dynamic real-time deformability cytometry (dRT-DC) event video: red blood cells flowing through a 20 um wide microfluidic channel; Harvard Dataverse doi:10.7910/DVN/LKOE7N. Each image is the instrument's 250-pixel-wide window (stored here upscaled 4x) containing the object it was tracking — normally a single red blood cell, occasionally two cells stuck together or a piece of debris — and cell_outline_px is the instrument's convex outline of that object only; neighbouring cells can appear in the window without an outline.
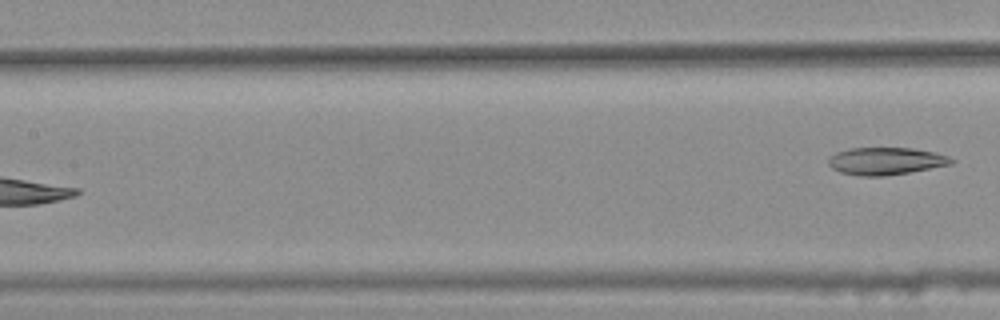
{"species": "common noctule bat (a hibernating species)", "species_latin": "Nyctalus noctula", "temperature_condition": "warm", "stored_images_in_passage": 8, "segment_of_instrument_passage": [2, 2], "camera_frame_rate_fps": 3000, "um_per_image_px": 0.085, "animal": {"sex": "female", "body_mass_g": 25.1}, "frame": {"image": 1, "passage_image": 8, "time_ms": 2.333, "image_size_px": [1000, 320], "cell_outline_px": [[956, 160], [952, 164], [908, 172], [884, 176], [860, 176], [840, 172], [832, 168], [828, 164], [828, 160], [836, 152], [848, 148], [912, 148], [936, 152], [948, 156]], "centroid_in_image_um": [75.3, 13.68], "position_along_channel_um": 132.1, "area_um2": 19.59}}